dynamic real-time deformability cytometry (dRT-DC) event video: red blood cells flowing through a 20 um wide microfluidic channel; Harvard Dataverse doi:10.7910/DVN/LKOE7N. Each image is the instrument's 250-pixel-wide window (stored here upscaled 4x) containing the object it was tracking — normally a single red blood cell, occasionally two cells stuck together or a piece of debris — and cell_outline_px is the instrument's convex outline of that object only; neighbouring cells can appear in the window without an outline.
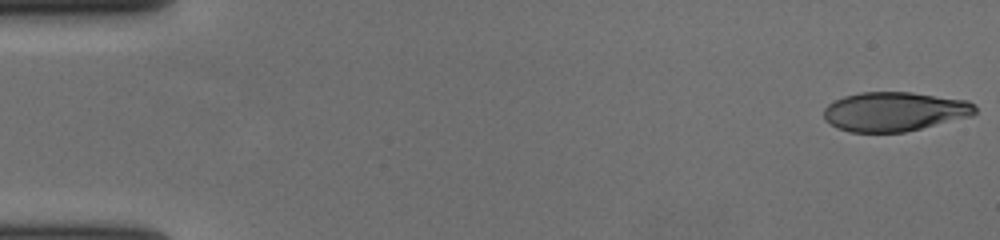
{"species": "human", "species_latin": "Homo sapiens", "temperature_condition": "cold", "stored_images_in_passage": 57, "camera_frame_rate_fps": 3000, "um_per_image_px": 0.085, "donor": {"sex": "female"}, "frame": {"image": 1, "passage_image": 1, "time_ms": 0.0, "image_size_px": [1000, 240], "cell_outline_px": [[976, 112], [972, 116], [904, 132], [848, 132], [836, 128], [824, 120], [824, 108], [828, 104], [844, 96], [860, 92], [912, 92], [968, 100], [976, 108]], "centroid_in_image_um": [76.01, 9.48], "position_along_channel_um": 9.0, "area_um2": 34.74}}
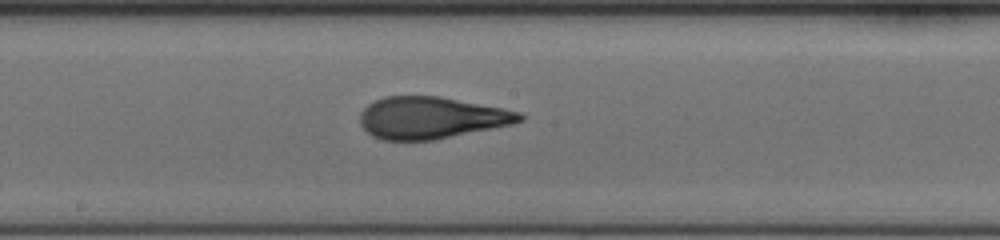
{"frame": {"image": 2, "passage_image": 31, "time_ms": 10.0, "image_size_px": [1000, 240], "cell_outline_px": [[524, 120], [512, 124], [436, 140], [380, 140], [372, 136], [360, 124], [360, 112], [368, 104], [384, 96], [440, 96], [504, 108], [520, 112], [524, 116]], "centroid_in_image_um": [36.65, 10.01], "position_along_channel_um": 211.5, "area_um2": 39.13}}
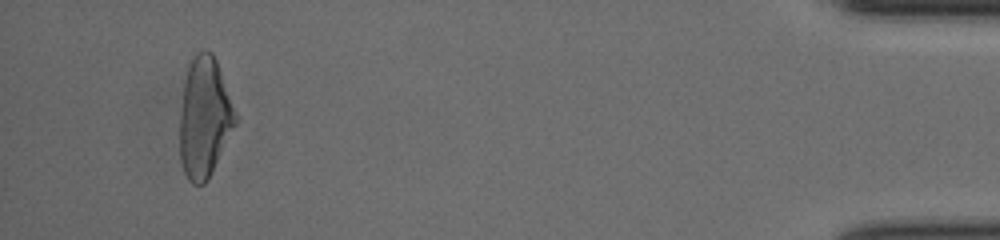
{"frame": {"image": 3, "passage_image": 54, "time_ms": 17.667, "image_size_px": [1000, 240], "cell_outline_px": [[236, 124], [208, 180], [204, 184], [192, 184], [188, 180], [184, 172], [180, 160], [180, 112], [184, 80], [188, 64], [192, 56], [196, 52], [204, 48], [208, 48], [212, 52], [216, 60], [236, 116]], "centroid_in_image_um": [17.34, 9.98], "position_along_channel_um": 417.9, "area_um2": 38.9}, "authors_computed_cell_mechanics": {"area_um2": 38.6682, "velocity_mm_per_s": 3.6494, "shape_relaxation_time_tau1_ms": 6.8202, "shape_relaxation_time_tau2_ms": 1.2626, "deformation_change_tau1": 0.2458, "deformation_change_tau2": 0.0884}}